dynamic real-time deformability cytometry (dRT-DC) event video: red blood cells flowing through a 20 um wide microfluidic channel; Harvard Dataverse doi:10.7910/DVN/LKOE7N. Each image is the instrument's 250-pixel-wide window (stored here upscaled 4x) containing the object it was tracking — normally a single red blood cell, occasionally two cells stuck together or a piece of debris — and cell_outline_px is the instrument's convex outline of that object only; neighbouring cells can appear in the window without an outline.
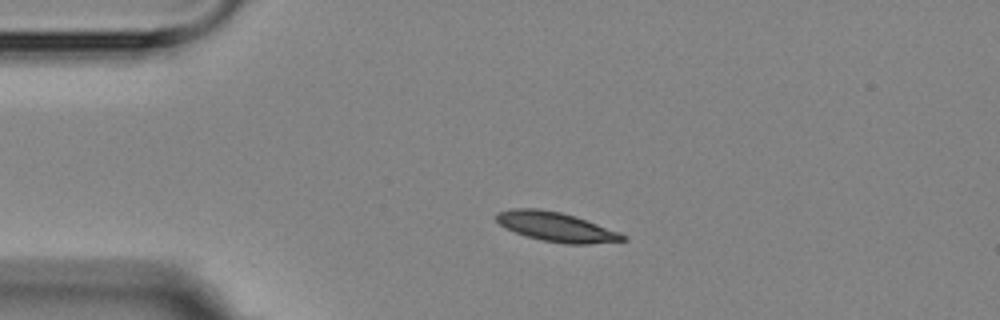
{"species": "Egyptian fruit bat (a non-hibernating species)", "species_latin": "Rousettus aegyptiacus", "temperature_condition": "room temperature", "stored_images_in_passage": 3, "camera_frame_rate_fps": 3000, "um_per_image_px": 0.085, "animal": {"sex": "female"}, "frame": {"image": 1, "passage_image": 2, "time_ms": 1.0, "image_size_px": [1000, 320], "cell_outline_px": [[628, 240], [588, 244], [564, 244], [544, 240], [528, 236], [504, 228], [496, 220], [496, 212], [512, 208], [540, 208], [560, 212], [576, 216], [620, 232], [628, 236]], "centroid_in_image_um": [47.3, 19.27], "position_along_channel_um": 37.7, "area_um2": 21.73}}